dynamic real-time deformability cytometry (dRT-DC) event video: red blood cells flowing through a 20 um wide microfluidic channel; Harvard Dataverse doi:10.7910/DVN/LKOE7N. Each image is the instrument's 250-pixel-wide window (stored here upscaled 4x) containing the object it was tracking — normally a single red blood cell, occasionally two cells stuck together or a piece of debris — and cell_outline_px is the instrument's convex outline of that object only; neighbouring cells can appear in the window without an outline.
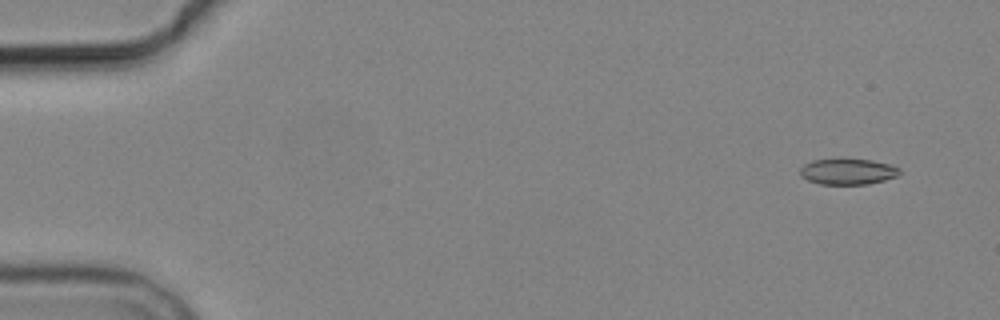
{"species": "common noctule bat (a hibernating species)", "species_latin": "Nyctalus noctula", "temperature_condition": "cold", "stored_images_in_passage": 6, "camera_frame_rate_fps": 3000, "um_per_image_px": 0.085, "animal": {"sex": "male", "body_mass_g": 19.2, "forearm_length_mm": 51.8}, "frame": {"image": 1, "passage_image": 1, "time_ms": 0.0, "image_size_px": [1000, 320], "cell_outline_px": [[900, 172], [896, 176], [884, 180], [868, 184], [820, 184], [808, 180], [800, 176], [800, 168], [804, 164], [812, 160], [872, 160], [892, 164], [900, 168]], "centroid_in_image_um": [72.07, 14.59], "position_along_channel_um": 12.9, "area_um2": 14.85}}